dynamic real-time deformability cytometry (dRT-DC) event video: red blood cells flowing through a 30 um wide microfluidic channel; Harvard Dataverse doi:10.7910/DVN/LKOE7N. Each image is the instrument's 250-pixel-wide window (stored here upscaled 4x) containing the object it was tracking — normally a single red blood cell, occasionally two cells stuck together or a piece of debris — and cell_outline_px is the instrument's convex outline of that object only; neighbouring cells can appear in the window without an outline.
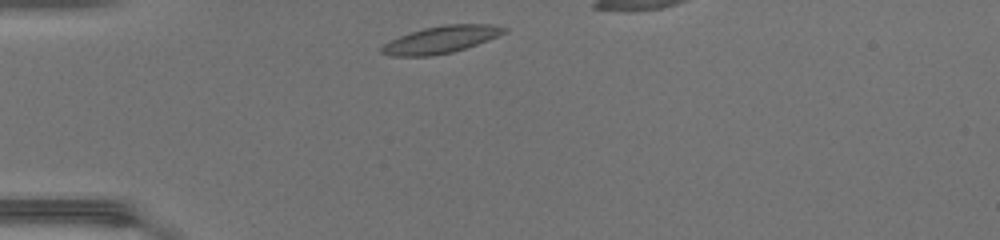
{"species": "common noctule bat (a hibernating species)", "species_latin": "Nyctalus noctula", "temperature_condition": "warm", "stored_images_in_passage": 34, "segment_of_instrument_passage": [1, 2], "camera_frame_rate_fps": 3000, "um_per_image_px": 0.085, "animal": {"sex": "female", "body_mass_g": 17.0, "forearm_length_mm": 48.0}, "frame": {"image": 1, "passage_image": 1, "time_ms": 0.0, "image_size_px": [1000, 240], "cell_outline_px": [[508, 28], [504, 32], [496, 36], [476, 44], [452, 52], [428, 56], [392, 56], [380, 52], [380, 48], [384, 44], [400, 36], [424, 28], [448, 24], [488, 24]], "centroid_in_image_um": [37.44, 3.37], "position_along_channel_um": 47.6, "area_um2": 18.84}}
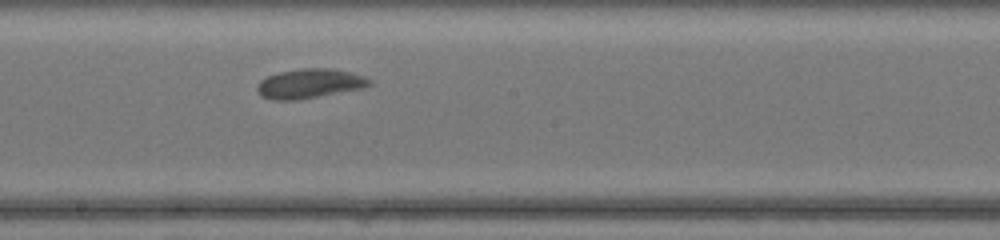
{"frame": {"image": 2, "passage_image": 15, "time_ms": 4.667, "image_size_px": [1000, 240], "cell_outline_px": [[372, 84], [360, 88], [296, 100], [272, 100], [264, 96], [256, 88], [260, 80], [268, 76], [280, 72], [304, 68], [332, 68], [352, 72], [364, 76], [372, 80]], "centroid_in_image_um": [26.33, 7.09], "position_along_channel_um": 221.9, "area_um2": 18.96}}
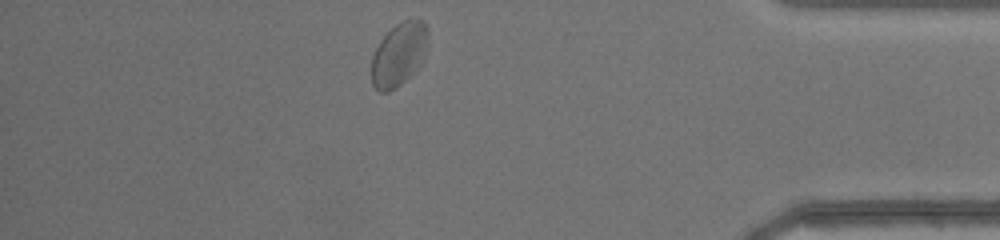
{"frame": {"image": 3, "passage_image": 30, "time_ms": 9.667, "image_size_px": [1000, 240], "cell_outline_px": [[428, 36], [424, 56], [420, 64], [400, 84], [388, 92], [380, 92], [372, 84], [372, 56], [380, 40], [396, 24], [404, 20], [424, 20], [428, 28]], "centroid_in_image_um": [33.9, 4.6], "position_along_channel_um": 401.3, "area_um2": 20.46}}